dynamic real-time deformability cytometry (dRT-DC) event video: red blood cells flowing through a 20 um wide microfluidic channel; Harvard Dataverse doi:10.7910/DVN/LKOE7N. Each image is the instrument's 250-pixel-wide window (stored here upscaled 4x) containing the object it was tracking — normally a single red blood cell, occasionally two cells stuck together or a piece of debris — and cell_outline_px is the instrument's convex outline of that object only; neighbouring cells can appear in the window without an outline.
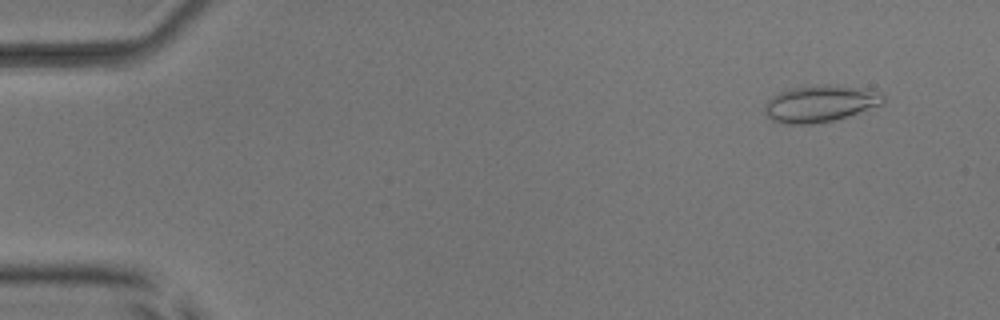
{"species": "common noctule bat (a hibernating species)", "species_latin": "Nyctalus noctula", "temperature_condition": "room temperature", "stored_images_in_passage": 54, "camera_frame_rate_fps": 3000, "um_per_image_px": 0.085, "animal": {"sex": "male", "body_mass_g": 17.9, "forearm_length_mm": 54.2}, "frame": {"image": 1, "passage_image": 5, "time_ms": 1.333, "image_size_px": [1000, 320], "cell_outline_px": [[884, 104], [832, 120], [812, 124], [784, 124], [772, 120], [764, 112], [764, 104], [772, 96], [788, 88], [820, 84], [828, 84], [864, 88], [884, 92]], "centroid_in_image_um": [69.71, 8.78], "position_along_channel_um": 15.3, "area_um2": 25.55}}
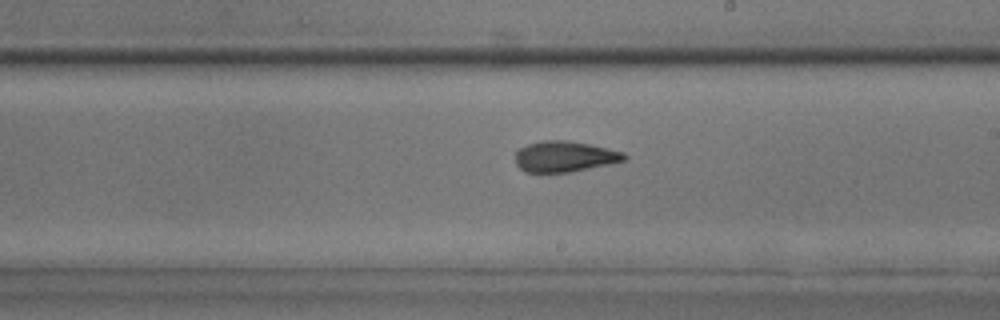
{"frame": {"image": 2, "passage_image": 32, "time_ms": 10.333, "image_size_px": [1000, 320], "cell_outline_px": [[628, 160], [572, 172], [524, 172], [516, 164], [516, 152], [520, 148], [528, 144], [540, 140], [568, 140], [608, 148], [624, 152], [628, 156]], "centroid_in_image_um": [48.02, 13.3], "position_along_channel_um": 241.0, "area_um2": 19.71}}
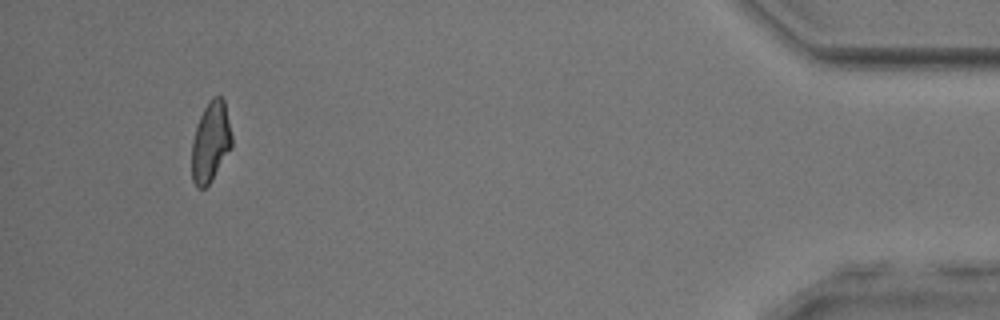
{"frame": {"image": 3, "passage_image": 51, "time_ms": 16.667, "image_size_px": [1000, 320], "cell_outline_px": [[232, 148], [212, 180], [204, 188], [196, 188], [192, 180], [192, 140], [196, 124], [204, 108], [212, 96], [220, 96], [224, 100], [232, 136]], "centroid_in_image_um": [17.9, 12.08], "position_along_channel_um": 417.3, "area_um2": 18.9}, "authors_computed_cell_mechanics": {"area_um2": 19.7965, "velocity_mm_per_s": 3.8577, "shape_relaxation_time_tau1_ms": 8.5798, "shape_relaxation_time_tau2_ms": 2.3247, "deformation_change_tau1": 0.2459, "deformation_change_tau2": 0.1054}}